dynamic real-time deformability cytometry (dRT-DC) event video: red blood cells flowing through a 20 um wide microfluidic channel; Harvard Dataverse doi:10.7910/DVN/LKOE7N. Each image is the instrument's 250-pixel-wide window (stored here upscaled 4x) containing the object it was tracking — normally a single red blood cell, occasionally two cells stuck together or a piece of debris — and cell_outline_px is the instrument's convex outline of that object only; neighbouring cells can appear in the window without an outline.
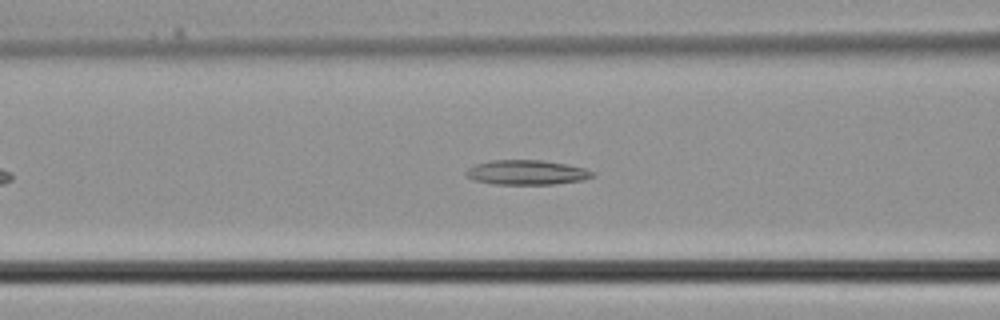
{"species": "common noctule bat (a hibernating species)", "species_latin": "Nyctalus noctula", "temperature_condition": "cold", "stored_images_in_passage": 29, "camera_frame_rate_fps": 3000, "um_per_image_px": 0.085, "animal": {"sex": "male", "body_mass_g": 21.5, "forearm_length_mm": 52.0}, "frame": {"image": 1, "passage_image": 9, "time_ms": 2.667, "image_size_px": [1000, 320], "cell_outline_px": [[596, 176], [584, 180], [552, 184], [496, 184], [472, 180], [464, 176], [464, 172], [468, 168], [476, 164], [492, 160], [544, 160], [584, 168], [596, 172]], "centroid_in_image_um": [44.76, 14.66], "position_along_channel_um": 121.8, "area_um2": 18.32}}
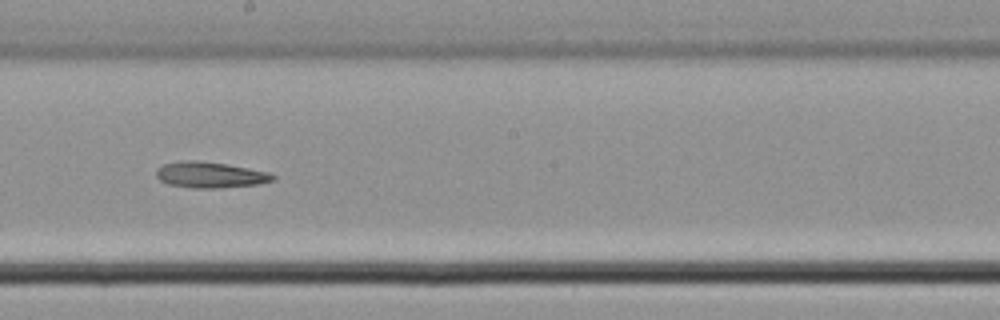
{"frame": {"image": 2, "passage_image": 15, "time_ms": 4.667, "image_size_px": [1000, 320], "cell_outline_px": [[276, 180], [256, 184], [220, 188], [192, 188], [168, 184], [160, 180], [156, 176], [156, 168], [164, 164], [184, 160], [196, 160], [224, 164], [248, 168], [268, 172], [276, 176]], "centroid_in_image_um": [17.85, 14.87], "position_along_channel_um": 230.4, "area_um2": 17.57}}
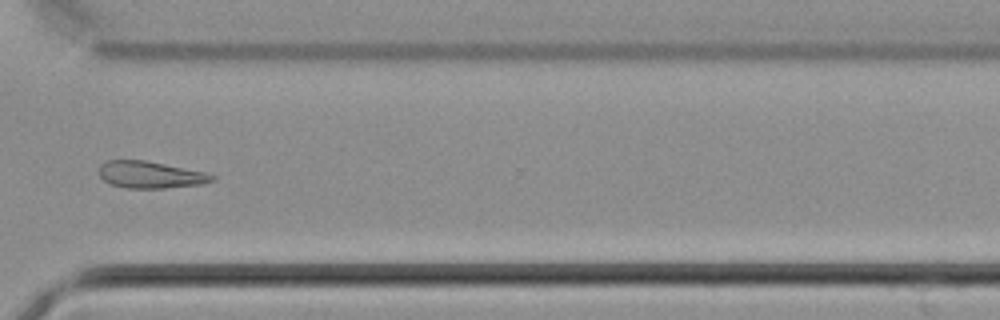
{"frame": {"image": 3, "passage_image": 22, "time_ms": 7.0, "image_size_px": [1000, 320], "cell_outline_px": [[216, 180], [200, 184], [164, 188], [128, 188], [112, 184], [104, 180], [100, 176], [100, 164], [108, 160], [144, 160], [204, 172], [216, 176]], "centroid_in_image_um": [12.78, 14.85], "position_along_channel_um": 357.8, "area_um2": 17.46}}